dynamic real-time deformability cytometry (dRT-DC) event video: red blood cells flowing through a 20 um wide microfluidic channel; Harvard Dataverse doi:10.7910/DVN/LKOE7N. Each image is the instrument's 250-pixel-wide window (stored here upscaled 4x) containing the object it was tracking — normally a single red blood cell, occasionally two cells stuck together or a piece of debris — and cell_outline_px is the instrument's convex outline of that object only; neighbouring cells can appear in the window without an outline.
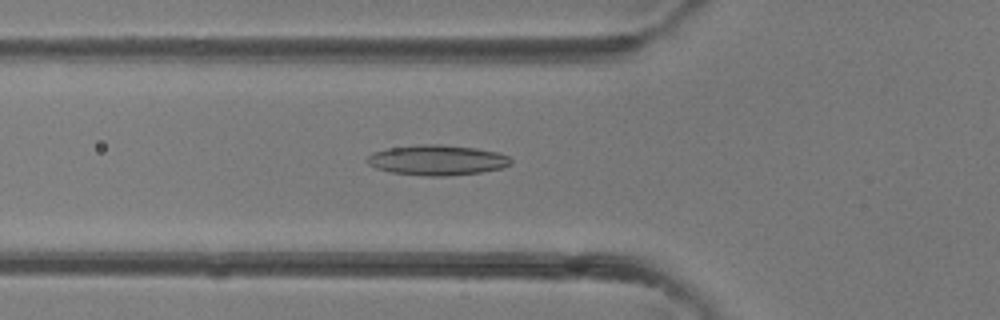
{"species": "common noctule bat (a hibernating species)", "species_latin": "Nyctalus noctula", "temperature_condition": "room temperature", "stored_images_in_passage": 31, "camera_frame_rate_fps": 3000, "um_per_image_px": 0.085, "animal": {"sex": "female"}, "frame": {"image": 1, "passage_image": 8, "time_ms": 2.333, "image_size_px": [1000, 320], "cell_outline_px": [[512, 164], [500, 168], [480, 172], [444, 176], [424, 176], [388, 172], [376, 168], [368, 164], [364, 160], [372, 152], [388, 148], [420, 144], [440, 144], [476, 148], [496, 152], [508, 156], [512, 160]], "centroid_in_image_um": [37.1, 13.61], "position_along_channel_um": 88.7, "area_um2": 25.43}}
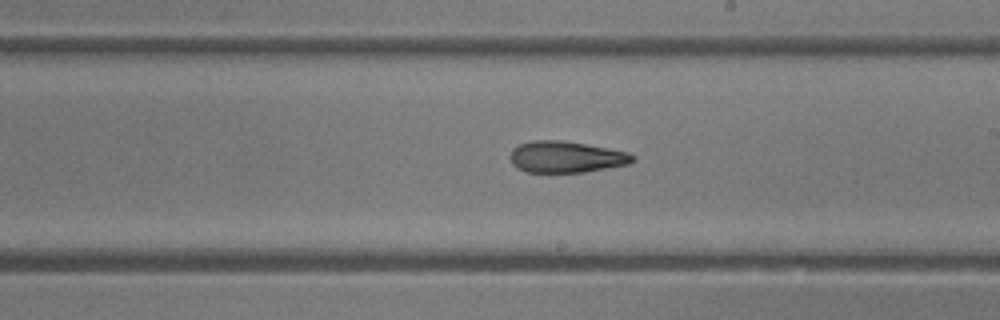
{"frame": {"image": 2, "passage_image": 17, "time_ms": 5.333, "image_size_px": [1000, 320], "cell_outline_px": [[636, 160], [628, 164], [584, 172], [524, 172], [516, 168], [512, 164], [508, 156], [512, 148], [520, 144], [532, 140], [564, 140], [608, 148], [628, 152], [636, 156]], "centroid_in_image_um": [48.08, 13.33], "position_along_channel_um": 240.9, "area_um2": 22.72}}
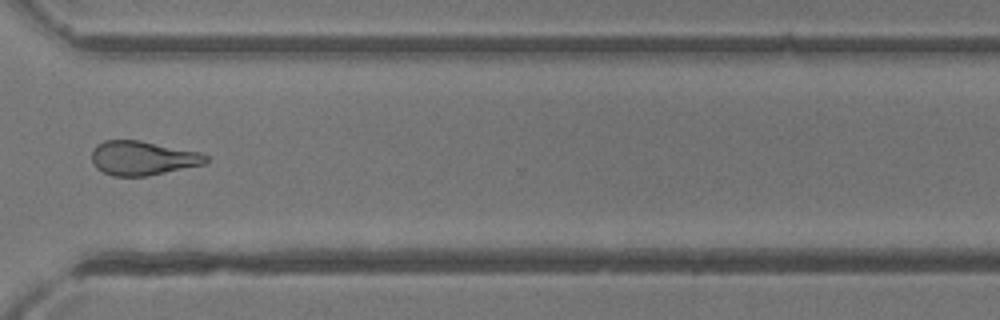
{"frame": {"image": 3, "passage_image": 24, "time_ms": 7.667, "image_size_px": [1000, 320], "cell_outline_px": [[208, 160], [204, 164], [144, 176], [112, 176], [96, 168], [92, 160], [92, 152], [96, 144], [104, 140], [140, 140], [200, 152], [208, 156]], "centroid_in_image_um": [12.1, 13.42], "position_along_channel_um": 358.5, "area_um2": 22.6}}